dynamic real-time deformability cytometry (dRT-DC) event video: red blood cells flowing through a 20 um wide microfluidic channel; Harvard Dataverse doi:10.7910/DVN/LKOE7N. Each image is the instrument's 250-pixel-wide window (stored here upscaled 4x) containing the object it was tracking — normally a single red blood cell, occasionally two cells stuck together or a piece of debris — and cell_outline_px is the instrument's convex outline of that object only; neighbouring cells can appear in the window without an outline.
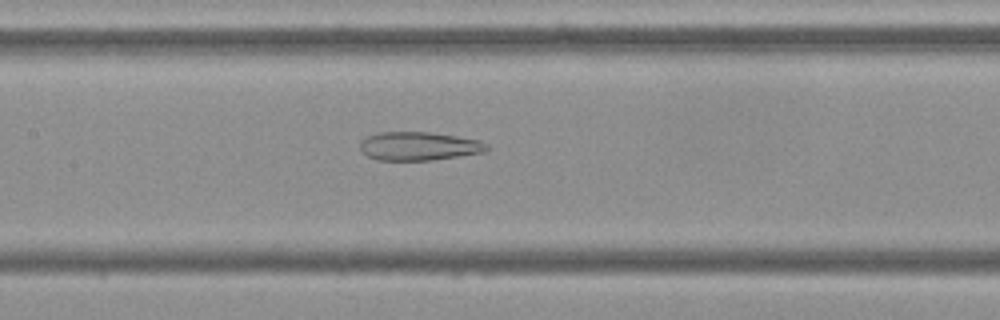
{"species": "Egyptian fruit bat (a non-hibernating species)", "species_latin": "Rousettus aegyptiacus", "temperature_condition": "cold", "stored_images_in_passage": 54, "camera_frame_rate_fps": 3000, "um_per_image_px": 0.085, "frame": {"image": 1, "passage_image": 25, "time_ms": 8.0, "image_size_px": [1000, 320], "cell_outline_px": [[488, 148], [484, 152], [460, 156], [432, 160], [376, 160], [368, 156], [360, 148], [360, 140], [368, 136], [380, 132], [428, 132], [456, 136], [480, 140], [488, 144]], "centroid_in_image_um": [35.61, 12.42], "position_along_channel_um": 171.8, "area_um2": 21.04}}
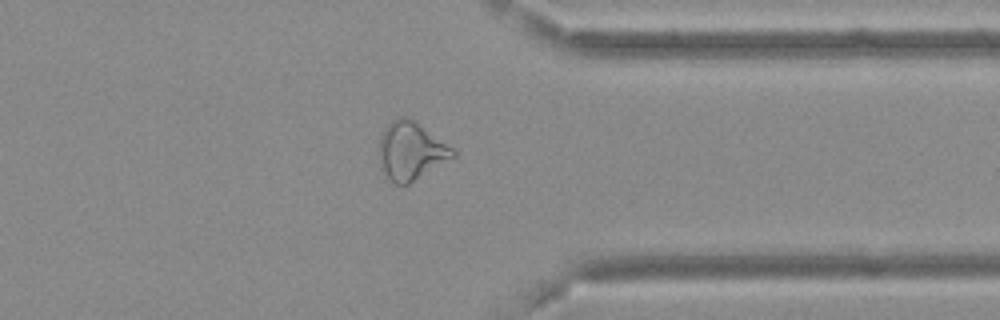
{"frame": {"image": 2, "passage_image": 42, "time_ms": 13.667, "image_size_px": [1000, 320], "cell_outline_px": [[456, 156], [408, 184], [396, 184], [388, 180], [384, 172], [380, 160], [380, 136], [384, 128], [396, 116], [404, 116], [416, 120], [452, 148], [456, 152]], "centroid_in_image_um": [34.93, 12.8], "position_along_channel_um": 376.5, "area_um2": 24.8}}
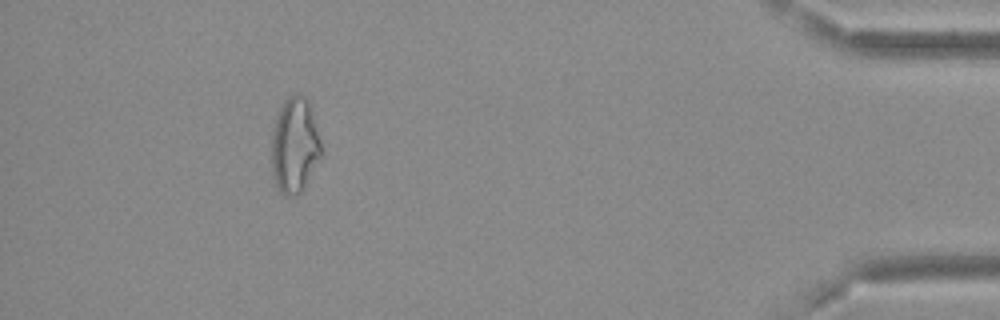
{"frame": {"image": 3, "passage_image": 49, "time_ms": 16.0, "image_size_px": [1000, 320], "cell_outline_px": [[320, 156], [300, 192], [296, 196], [284, 196], [276, 188], [272, 172], [272, 136], [276, 116], [284, 100], [292, 92], [300, 92], [308, 100], [312, 112], [320, 140]], "centroid_in_image_um": [25.01, 12.32], "position_along_channel_um": 410.2, "area_um2": 27.4}, "authors_computed_cell_mechanics": {"area_um2": 26.7903, "velocity_mm_per_s": 3.7078, "shape_relaxation_time_tau1_ms": null, "shape_relaxation_time_tau2_ms": 2.7168, "deformation_change_tau1": null, "deformation_change_tau2": 0.1335}}